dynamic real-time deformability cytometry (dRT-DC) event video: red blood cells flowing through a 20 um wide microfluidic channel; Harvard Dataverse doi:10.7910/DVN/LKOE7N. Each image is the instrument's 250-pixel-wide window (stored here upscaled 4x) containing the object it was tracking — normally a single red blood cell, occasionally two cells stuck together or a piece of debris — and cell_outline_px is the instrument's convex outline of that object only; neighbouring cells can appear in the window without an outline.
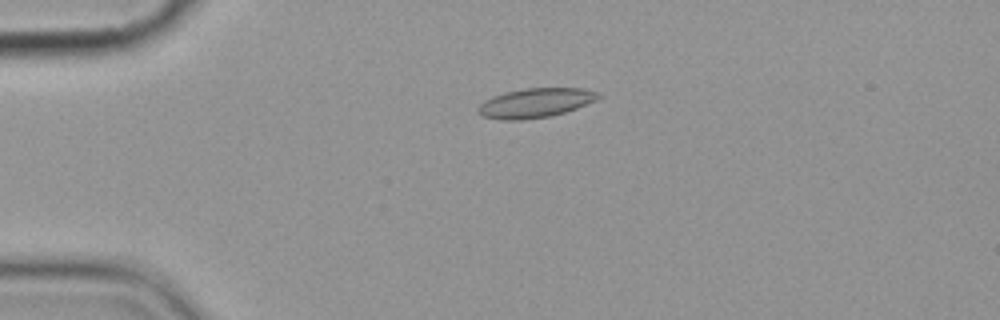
{"species": "common noctule bat (a hibernating species)", "species_latin": "Nyctalus noctula", "temperature_condition": "cold", "stored_images_in_passage": 5, "camera_frame_rate_fps": 3000, "um_per_image_px": 0.085, "animal": {"sex": "female", "body_mass_g": 19.9}, "frame": {"image": 1, "passage_image": 4, "time_ms": 4.333, "image_size_px": [1000, 320], "cell_outline_px": [[600, 96], [596, 100], [576, 108], [552, 116], [520, 120], [500, 120], [484, 116], [476, 112], [476, 108], [484, 100], [492, 96], [504, 92], [524, 88], [584, 88], [596, 92]], "centroid_in_image_um": [45.45, 8.75], "position_along_channel_um": 39.5, "area_um2": 20.63}}